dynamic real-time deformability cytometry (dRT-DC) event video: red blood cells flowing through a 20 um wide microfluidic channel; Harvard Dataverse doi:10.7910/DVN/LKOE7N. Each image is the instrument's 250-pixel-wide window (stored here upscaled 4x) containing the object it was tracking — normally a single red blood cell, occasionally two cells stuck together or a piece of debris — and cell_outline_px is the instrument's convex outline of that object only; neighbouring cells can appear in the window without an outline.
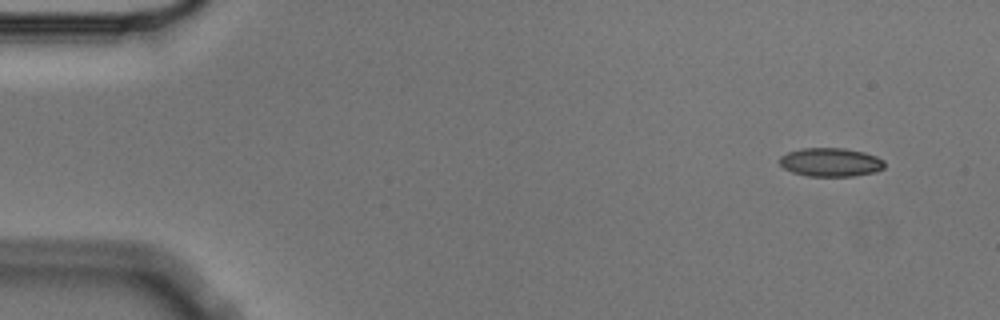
{"species": "Egyptian fruit bat (a non-hibernating species)", "species_latin": "Rousettus aegyptiacus", "temperature_condition": "cold", "stored_images_in_passage": 6, "camera_frame_rate_fps": 3000, "um_per_image_px": 0.085, "animal": {"sex": "male"}, "frame": {"image": 1, "passage_image": 1, "time_ms": 0.0, "image_size_px": [1000, 320], "cell_outline_px": [[884, 168], [876, 172], [852, 176], [808, 176], [792, 172], [784, 168], [780, 164], [780, 156], [788, 152], [800, 148], [844, 148], [864, 152], [876, 156], [884, 160]], "centroid_in_image_um": [70.61, 13.78], "position_along_channel_um": 14.4, "area_um2": 17.57}}
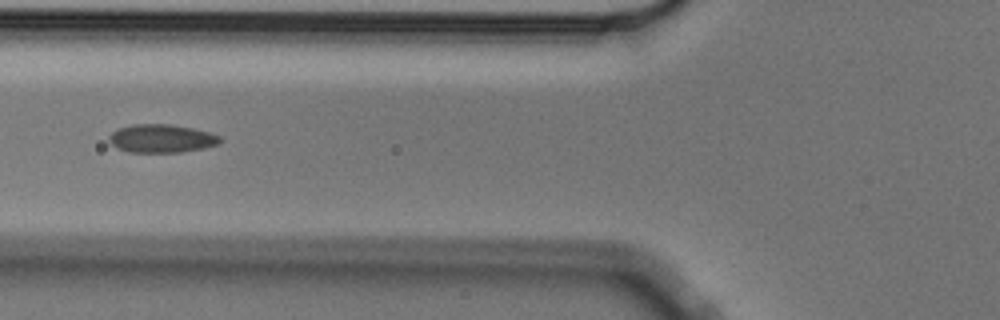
{"frame": {"image": 2, "passage_image": 5, "time_ms": 1.333, "image_size_px": [1000, 320], "cell_outline_px": [[220, 144], [180, 152], [128, 152], [116, 148], [108, 140], [108, 136], [112, 132], [120, 128], [132, 124], [168, 124], [192, 128], [208, 132], [220, 136]], "centroid_in_image_um": [13.69, 11.77], "position_along_channel_um": 112.1, "area_um2": 18.15}}
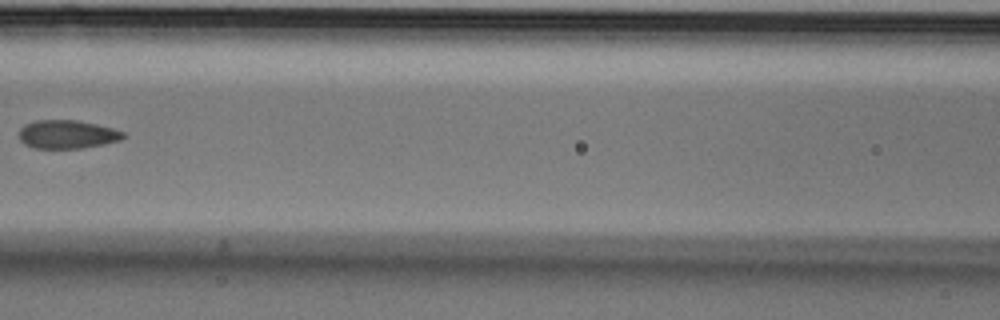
{"frame": {"image": 3, "passage_image": 6, "time_ms": 1.667, "image_size_px": [1000, 320], "cell_outline_px": [[128, 136], [120, 140], [104, 144], [84, 148], [32, 148], [24, 144], [20, 140], [20, 128], [24, 124], [36, 120], [76, 120], [96, 124], [112, 128], [124, 132]], "centroid_in_image_um": [5.72, 11.42], "position_along_channel_um": 160.9, "area_um2": 17.4}}